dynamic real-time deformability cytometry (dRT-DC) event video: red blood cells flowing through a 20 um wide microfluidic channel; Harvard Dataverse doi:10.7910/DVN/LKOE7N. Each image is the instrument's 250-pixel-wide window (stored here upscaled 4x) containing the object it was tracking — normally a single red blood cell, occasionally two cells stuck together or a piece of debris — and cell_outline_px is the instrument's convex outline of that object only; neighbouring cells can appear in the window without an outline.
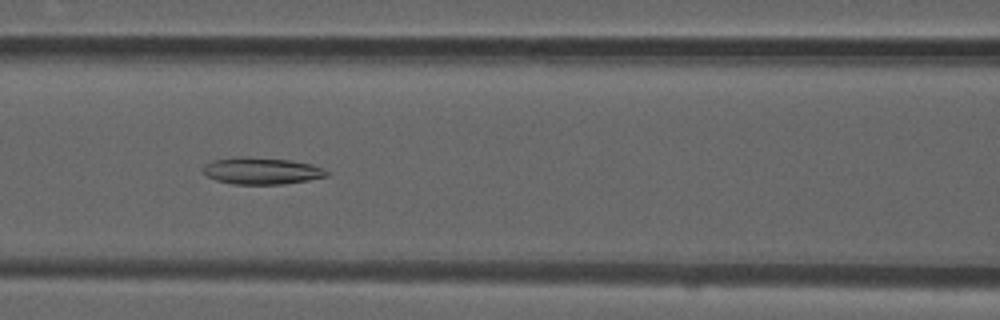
{"species": "common noctule bat (a hibernating species)", "species_latin": "Nyctalus noctula", "temperature_condition": "room temperature", "stored_images_in_passage": 41, "camera_frame_rate_fps": 3000, "um_per_image_px": 0.085, "animal": {"sex": "male", "forearm_length_mm": 52.5}, "frame": {"image": 1, "passage_image": 23, "time_ms": 7.333, "image_size_px": [1000, 320], "cell_outline_px": [[332, 172], [328, 176], [308, 180], [284, 184], [232, 184], [216, 180], [208, 176], [204, 172], [204, 168], [208, 164], [216, 160], [244, 156], [288, 160], [312, 164]], "centroid_in_image_um": [22.32, 14.53], "position_along_channel_um": 144.3, "area_um2": 19.07}}
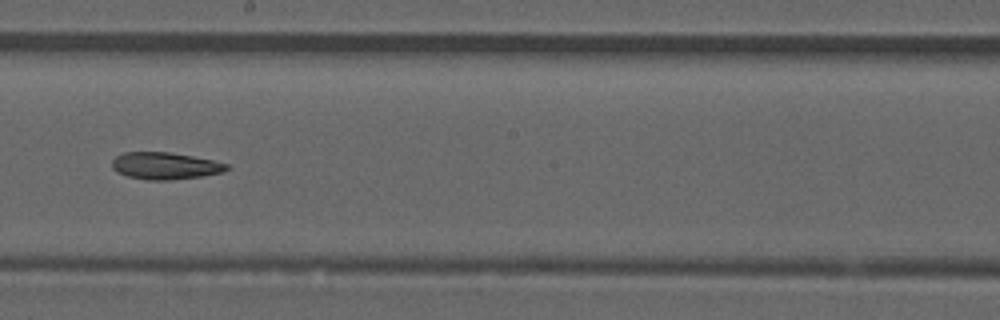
{"frame": {"image": 2, "passage_image": 30, "time_ms": 9.667, "image_size_px": [1000, 320], "cell_outline_px": [[228, 168], [224, 172], [204, 176], [168, 180], [148, 180], [128, 176], [116, 172], [112, 168], [112, 160], [116, 156], [124, 152], [172, 152], [212, 160], [228, 164]], "centroid_in_image_um": [14.02, 14.09], "position_along_channel_um": 234.2, "area_um2": 18.09}}
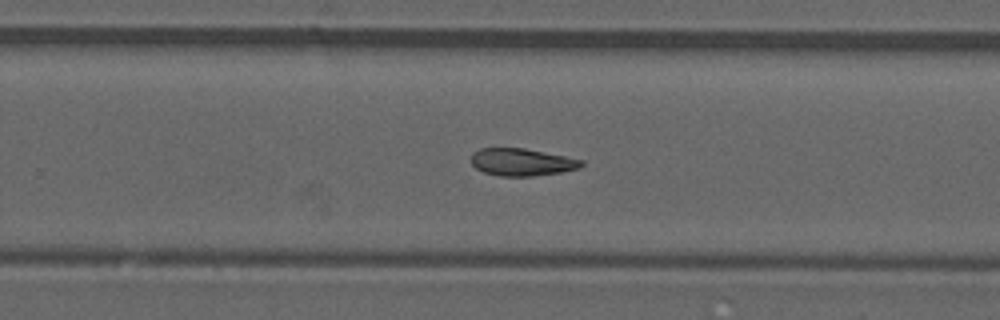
{"frame": {"image": 3, "passage_image": 34, "time_ms": 11.0, "image_size_px": [1000, 320], "cell_outline_px": [[584, 164], [580, 168], [560, 172], [532, 176], [500, 176], [484, 172], [476, 168], [472, 164], [472, 152], [480, 148], [524, 148], [584, 160]], "centroid_in_image_um": [44.35, 13.78], "position_along_channel_um": 285.4, "area_um2": 17.51}, "authors_computed_cell_mechanics": {"area_um2": 19.3052, "velocity_mm_per_s": 3.8664, "shape_relaxation_time_tau1_ms": null, "shape_relaxation_time_tau2_ms": 6.2186, "deformation_change_tau1": null, "deformation_change_tau2": 0.1395}}